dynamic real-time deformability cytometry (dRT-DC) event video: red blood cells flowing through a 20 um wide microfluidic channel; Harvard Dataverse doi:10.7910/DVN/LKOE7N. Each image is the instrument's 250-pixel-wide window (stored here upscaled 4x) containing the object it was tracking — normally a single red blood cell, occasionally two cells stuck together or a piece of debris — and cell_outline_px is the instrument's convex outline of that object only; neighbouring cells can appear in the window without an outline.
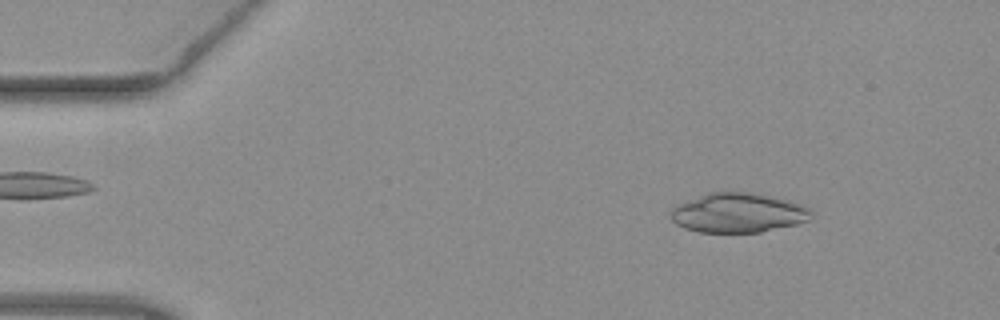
{"species": "common noctule bat (a hibernating species)", "species_latin": "Nyctalus noctula", "temperature_condition": "warm", "stored_images_in_passage": 50, "camera_frame_rate_fps": 3000, "um_per_image_px": 0.085, "animal": {"sex": "female", "body_mass_g": 19.3, "forearm_length_mm": 54.1}, "frame": {"image": 1, "passage_image": 6, "time_ms": 1.667, "image_size_px": [1000, 320], "cell_outline_px": [[812, 216], [808, 220], [796, 224], [760, 232], [700, 232], [684, 228], [676, 224], [668, 216], [668, 212], [676, 204], [708, 192], [752, 192], [772, 196], [788, 200], [800, 204], [808, 208], [812, 212]], "centroid_in_image_um": [62.69, 18.08], "position_along_channel_um": 22.3, "area_um2": 32.54}}